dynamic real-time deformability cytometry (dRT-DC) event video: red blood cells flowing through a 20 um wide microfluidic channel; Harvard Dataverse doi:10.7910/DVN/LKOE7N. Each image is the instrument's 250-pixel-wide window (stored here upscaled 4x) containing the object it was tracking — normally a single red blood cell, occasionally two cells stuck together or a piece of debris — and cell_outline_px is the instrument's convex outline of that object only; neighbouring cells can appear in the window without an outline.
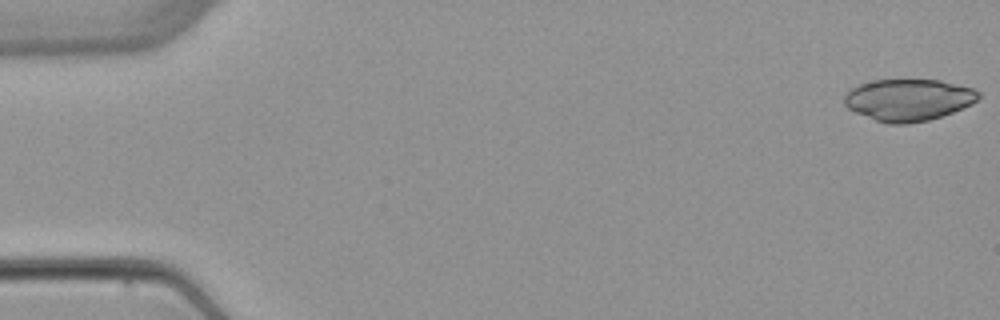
{"species": "common noctule bat (a hibernating species)", "species_latin": "Nyctalus noctula", "temperature_condition": "warm", "stored_images_in_passage": 5, "camera_frame_rate_fps": 3000, "um_per_image_px": 0.085, "animal": {"sex": "female", "body_mass_g": 22.7, "forearm_length_mm": 54.2}, "frame": {"image": 1, "passage_image": 1, "time_ms": 0.0, "image_size_px": [1000, 320], "cell_outline_px": [[980, 96], [972, 104], [952, 112], [928, 120], [908, 124], [888, 124], [876, 120], [856, 112], [848, 108], [844, 104], [844, 96], [852, 88], [860, 84], [876, 80], [940, 80], [972, 88], [980, 92]], "centroid_in_image_um": [77.22, 8.49], "position_along_channel_um": 7.8, "area_um2": 32.43}}